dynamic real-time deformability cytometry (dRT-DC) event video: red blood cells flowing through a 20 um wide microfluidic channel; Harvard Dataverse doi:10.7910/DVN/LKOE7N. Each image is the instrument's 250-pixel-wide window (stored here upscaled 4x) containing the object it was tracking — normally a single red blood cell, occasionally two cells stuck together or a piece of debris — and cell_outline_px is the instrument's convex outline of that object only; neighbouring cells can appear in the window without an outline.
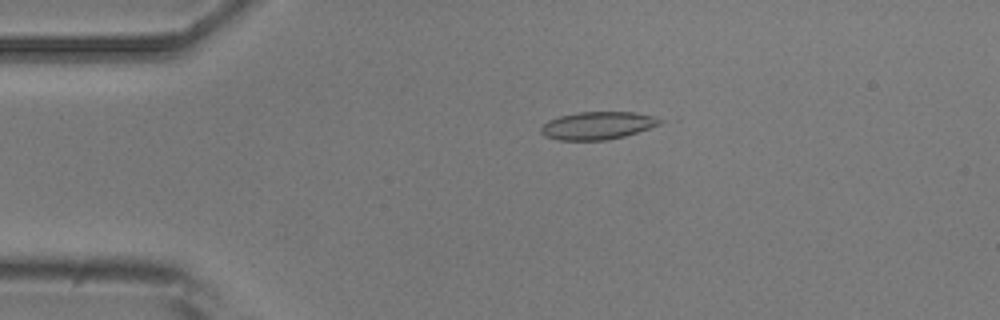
{"species": "common noctule bat (a hibernating species)", "species_latin": "Nyctalus noctula", "temperature_condition": "room temperature", "stored_images_in_passage": 3, "camera_frame_rate_fps": 3000, "um_per_image_px": 0.085, "animal": {"sex": "male", "body_mass_g": 20.5, "forearm_length_mm": 52.5}, "frame": {"image": 1, "passage_image": 2, "time_ms": 1.333, "image_size_px": [1000, 320], "cell_outline_px": [[660, 124], [624, 136], [604, 140], [556, 140], [544, 136], [540, 132], [540, 128], [548, 120], [560, 116], [580, 112], [636, 112], [652, 116], [660, 120]], "centroid_in_image_um": [50.72, 10.67], "position_along_channel_um": 34.3, "area_um2": 18.96}}